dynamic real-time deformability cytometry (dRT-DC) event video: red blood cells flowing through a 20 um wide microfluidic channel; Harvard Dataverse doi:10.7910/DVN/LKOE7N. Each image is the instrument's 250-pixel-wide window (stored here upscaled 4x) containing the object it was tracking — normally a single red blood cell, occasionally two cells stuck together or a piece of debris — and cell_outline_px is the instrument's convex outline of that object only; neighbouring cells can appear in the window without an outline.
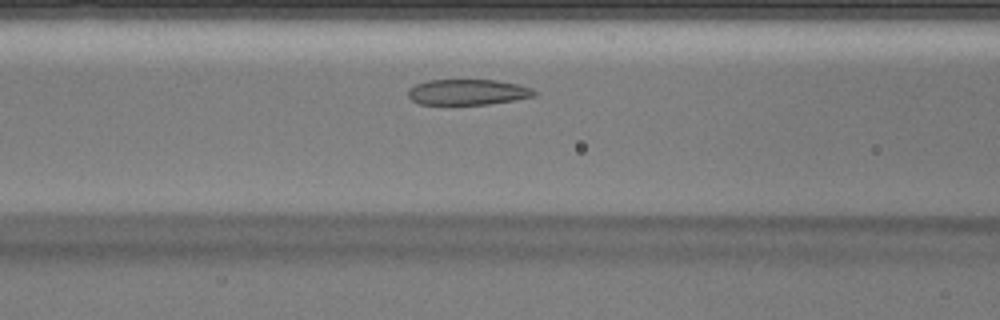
{"species": "Egyptian fruit bat (a non-hibernating species)", "species_latin": "Rousettus aegyptiacus", "temperature_condition": "warm", "stored_images_in_passage": 27, "camera_frame_rate_fps": 3000, "um_per_image_px": 0.085, "animal": {"sex": "male"}, "frame": {"image": 1, "passage_image": 5, "time_ms": 1.333, "image_size_px": [1000, 320], "cell_outline_px": [[536, 96], [516, 100], [488, 104], [420, 104], [412, 100], [408, 96], [408, 88], [416, 84], [428, 80], [496, 80], [516, 84], [532, 88], [536, 92]], "centroid_in_image_um": [39.76, 7.83], "position_along_channel_um": 126.8, "area_um2": 18.84}}
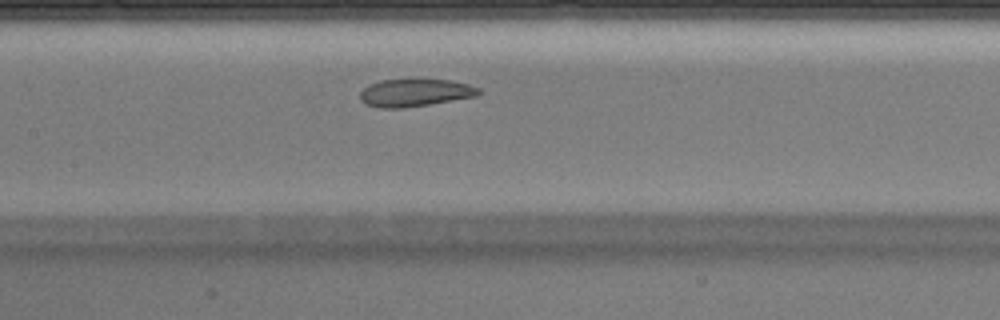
{"frame": {"image": 2, "passage_image": 8, "time_ms": 2.333, "image_size_px": [1000, 320], "cell_outline_px": [[484, 92], [476, 96], [404, 108], [380, 108], [364, 104], [360, 100], [360, 92], [368, 84], [380, 80], [452, 80], [468, 84], [480, 88]], "centroid_in_image_um": [35.26, 7.88], "position_along_channel_um": 172.1, "area_um2": 19.07}}